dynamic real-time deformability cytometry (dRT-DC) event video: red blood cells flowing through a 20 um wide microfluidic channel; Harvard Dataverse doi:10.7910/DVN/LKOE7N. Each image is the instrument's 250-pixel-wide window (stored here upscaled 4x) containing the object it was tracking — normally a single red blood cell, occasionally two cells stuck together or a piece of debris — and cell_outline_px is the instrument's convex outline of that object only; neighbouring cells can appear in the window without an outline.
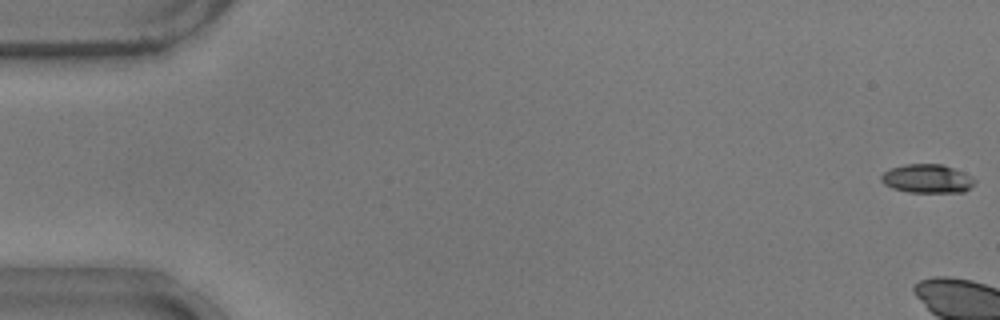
{"species": "common noctule bat (a hibernating species)", "species_latin": "Nyctalus noctula", "temperature_condition": "warm", "stored_images_in_passage": 5, "camera_frame_rate_fps": 3000, "um_per_image_px": 0.085, "animal": {"sex": "male", "body_mass_g": 17.9}, "frame": {"image": 1, "passage_image": 1, "time_ms": 0.0, "image_size_px": [1000, 320], "cell_outline_px": [[976, 180], [964, 192], [908, 192], [892, 188], [884, 184], [880, 180], [880, 176], [884, 172], [892, 168], [904, 164], [940, 164], [952, 168], [972, 176]], "centroid_in_image_um": [78.78, 15.19], "position_along_channel_um": 6.2, "area_um2": 15.49}}